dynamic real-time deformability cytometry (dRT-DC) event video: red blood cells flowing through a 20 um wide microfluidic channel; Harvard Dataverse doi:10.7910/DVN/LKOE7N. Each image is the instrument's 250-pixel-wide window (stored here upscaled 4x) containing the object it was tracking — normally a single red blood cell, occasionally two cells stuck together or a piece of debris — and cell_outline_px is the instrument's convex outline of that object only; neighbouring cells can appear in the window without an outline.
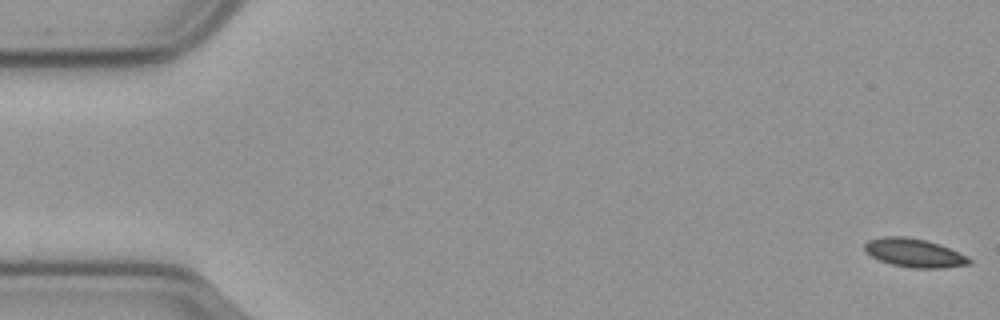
{"species": "common noctule bat (a hibernating species)", "species_latin": "Nyctalus noctula", "temperature_condition": "cold", "stored_images_in_passage": 57, "camera_frame_rate_fps": 3000, "um_per_image_px": 0.085, "animal": {"sex": "male", "body_mass_g": 23.1, "forearm_length_mm": 52.7}, "frame": {"image": 1, "passage_image": 1, "time_ms": 0.0, "image_size_px": [1000, 320], "cell_outline_px": [[972, 264], [944, 268], [912, 268], [892, 264], [880, 260], [864, 252], [864, 244], [868, 240], [884, 236], [904, 236], [924, 240], [940, 244], [968, 256], [972, 260]], "centroid_in_image_um": [77.73, 21.5], "position_along_channel_um": 7.3, "area_um2": 17.51}}
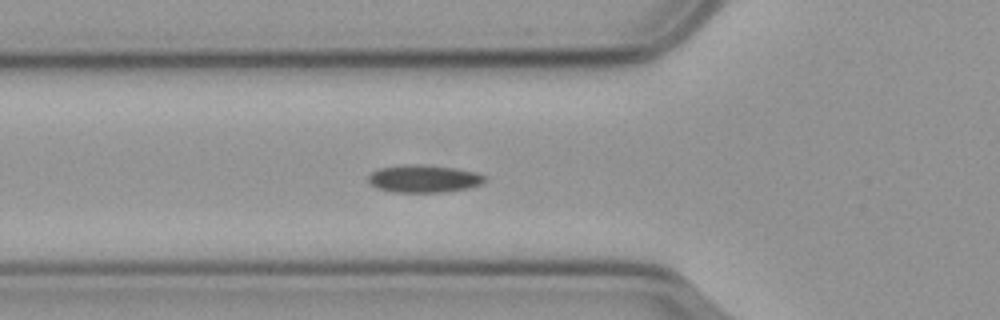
{"frame": {"image": 2, "passage_image": 20, "time_ms": 6.333, "image_size_px": [1000, 320], "cell_outline_px": [[488, 180], [480, 184], [468, 188], [444, 192], [392, 192], [376, 188], [368, 180], [368, 176], [372, 172], [380, 168], [404, 164], [416, 164], [456, 168], [476, 172], [488, 176]], "centroid_in_image_um": [36.06, 15.19], "position_along_channel_um": 89.7, "area_um2": 18.84}}
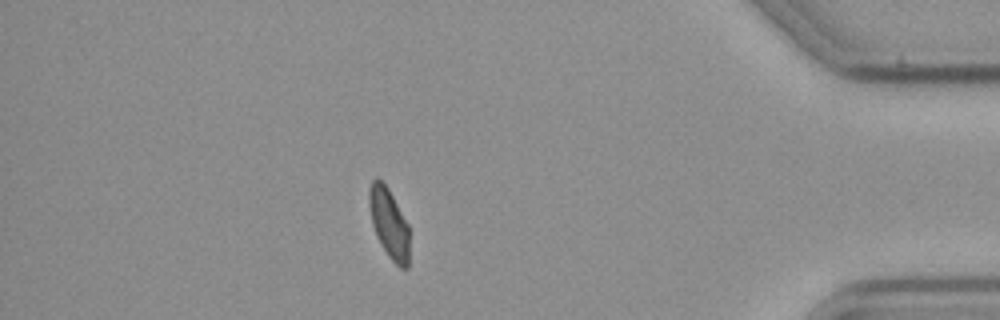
{"frame": {"image": 3, "passage_image": 50, "time_ms": 16.333, "image_size_px": [1000, 320], "cell_outline_px": [[408, 268], [400, 268], [388, 256], [380, 244], [376, 236], [372, 224], [368, 204], [368, 188], [372, 180], [376, 176], [388, 188], [408, 224]], "centroid_in_image_um": [33.03, 18.95], "position_along_channel_um": 402.2, "area_um2": 16.42}, "authors_computed_cell_mechanics": {"area_um2": 17.8024, "velocity_mm_per_s": 3.5861, "shape_relaxation_time_tau1_ms": 6.4889, "shape_relaxation_time_tau2_ms": 4.7651, "deformation_change_tau1": 0.1245, "deformation_change_tau2": 0.0747}}